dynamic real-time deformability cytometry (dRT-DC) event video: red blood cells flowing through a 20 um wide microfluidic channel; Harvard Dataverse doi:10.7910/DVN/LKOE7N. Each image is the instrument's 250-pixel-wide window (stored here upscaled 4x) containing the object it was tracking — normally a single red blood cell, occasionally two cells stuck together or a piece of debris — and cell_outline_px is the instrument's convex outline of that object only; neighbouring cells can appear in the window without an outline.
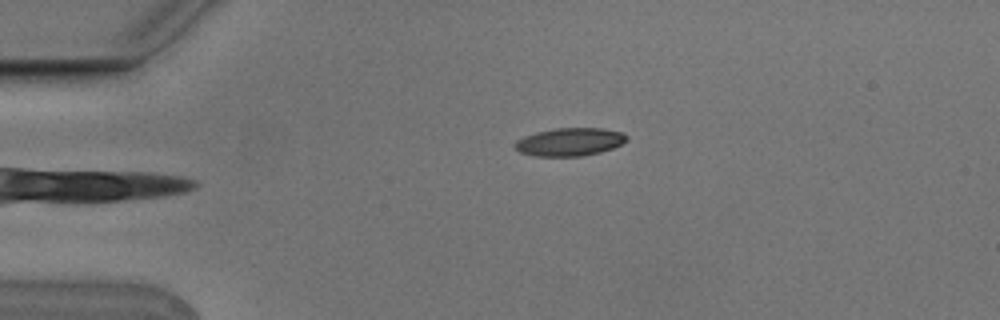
{"species": "Egyptian fruit bat (a non-hibernating species)", "species_latin": "Rousettus aegyptiacus", "temperature_condition": "cold", "stored_images_in_passage": 2, "camera_frame_rate_fps": 3000, "um_per_image_px": 0.085, "animal": {"sex": "male"}, "frame": {"image": 1, "passage_image": 1, "time_ms": 0.0, "image_size_px": [1000, 320], "cell_outline_px": [[628, 140], [612, 148], [600, 152], [580, 156], [536, 156], [520, 152], [516, 148], [516, 140], [524, 136], [536, 132], [556, 128], [604, 128], [624, 132], [628, 136]], "centroid_in_image_um": [48.46, 12.05], "position_along_channel_um": 36.5, "area_um2": 18.21}}